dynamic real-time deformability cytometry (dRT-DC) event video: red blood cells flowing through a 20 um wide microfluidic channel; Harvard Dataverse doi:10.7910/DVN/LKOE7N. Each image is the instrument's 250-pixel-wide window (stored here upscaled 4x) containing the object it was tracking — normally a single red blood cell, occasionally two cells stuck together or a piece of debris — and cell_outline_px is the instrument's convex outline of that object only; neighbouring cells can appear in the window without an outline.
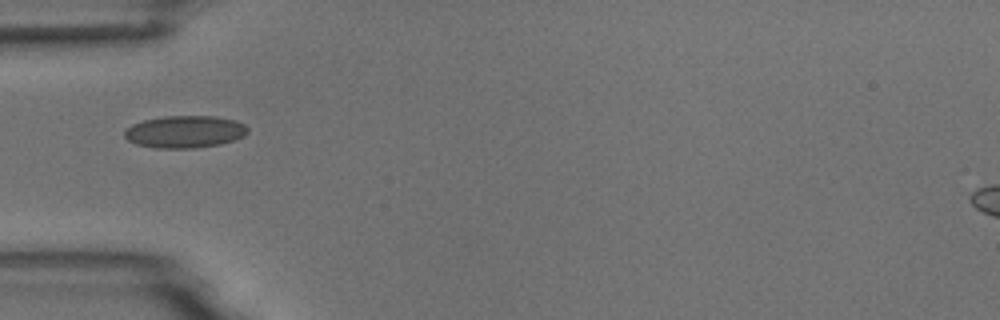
{"species": "common noctule bat (a hibernating species)", "species_latin": "Nyctalus noctula", "temperature_condition": "room temperature", "stored_images_in_passage": 4, "camera_frame_rate_fps": 3000, "um_per_image_px": 0.085, "animal": {"sex": "male", "body_mass_g": 18.8}, "frame": {"image": 1, "passage_image": 1, "time_ms": 0.0, "image_size_px": [1000, 320], "cell_outline_px": [[248, 132], [244, 136], [220, 144], [196, 148], [156, 148], [136, 144], [128, 140], [124, 136], [124, 132], [132, 124], [144, 120], [164, 116], [216, 116], [236, 120], [244, 124], [248, 128]], "centroid_in_image_um": [15.72, 11.19], "position_along_channel_um": 69.3, "area_um2": 23.18}}